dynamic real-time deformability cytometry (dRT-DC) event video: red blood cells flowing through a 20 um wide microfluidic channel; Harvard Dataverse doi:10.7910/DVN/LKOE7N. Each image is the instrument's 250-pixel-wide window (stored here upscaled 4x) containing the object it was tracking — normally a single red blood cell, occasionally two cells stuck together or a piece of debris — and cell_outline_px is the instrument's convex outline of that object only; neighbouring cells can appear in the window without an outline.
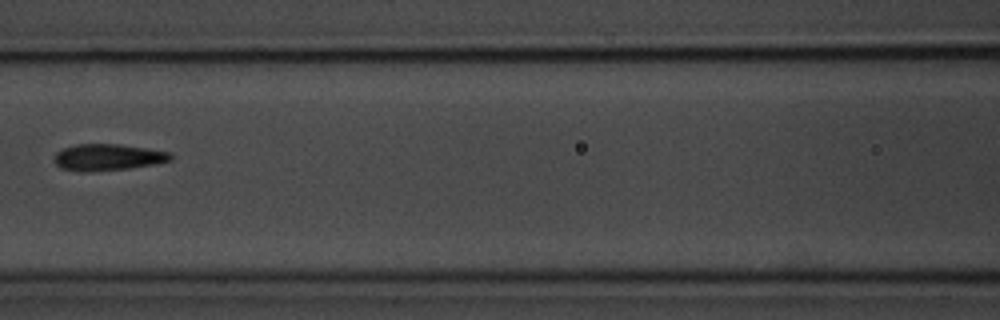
{"species": "common noctule bat (a hibernating species)", "species_latin": "Nyctalus noctula", "temperature_condition": "room temperature", "stored_images_in_passage": 3, "camera_frame_rate_fps": 3000, "um_per_image_px": 0.085, "animal": {"sex": "male", "body_mass_g": 20.1, "forearm_length_mm": 53.5}, "frame": {"image": 1, "passage_image": 3, "time_ms": 2.333, "image_size_px": [1000, 320], "cell_outline_px": [[172, 160], [152, 164], [128, 168], [88, 172], [80, 172], [60, 168], [52, 160], [56, 152], [64, 148], [76, 144], [120, 144], [172, 152]], "centroid_in_image_um": [9.12, 13.36], "position_along_channel_um": 157.5, "area_um2": 18.09}}